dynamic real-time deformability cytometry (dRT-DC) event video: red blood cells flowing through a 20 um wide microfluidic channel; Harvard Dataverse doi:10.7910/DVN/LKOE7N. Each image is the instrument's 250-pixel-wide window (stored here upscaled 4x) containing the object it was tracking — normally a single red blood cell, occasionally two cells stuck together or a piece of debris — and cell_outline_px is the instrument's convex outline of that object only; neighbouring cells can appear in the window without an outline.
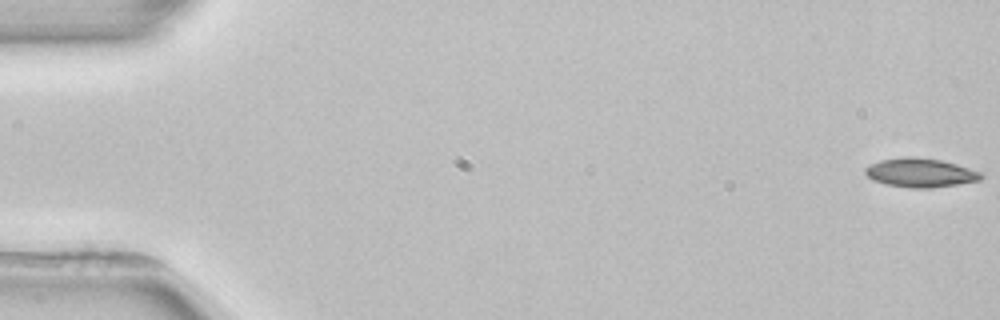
{"species": "common noctule bat (a hibernating species)", "species_latin": "Nyctalus noctula", "temperature_condition": "room temperature", "stored_images_in_passage": 4, "camera_frame_rate_fps": 3000, "um_per_image_px": 0.085, "animal": {"sex": "female", "body_mass_g": 22.7, "forearm_length_mm": 54.2}, "frame": {"image": 1, "passage_image": 1, "time_ms": 0.0, "image_size_px": [1000, 320], "cell_outline_px": [[984, 176], [980, 180], [932, 188], [912, 188], [884, 184], [872, 180], [864, 172], [864, 168], [880, 160], [904, 156], [912, 156], [940, 160], [956, 164], [980, 172]], "centroid_in_image_um": [78.19, 14.68], "position_along_channel_um": 6.8, "area_um2": 19.48}}
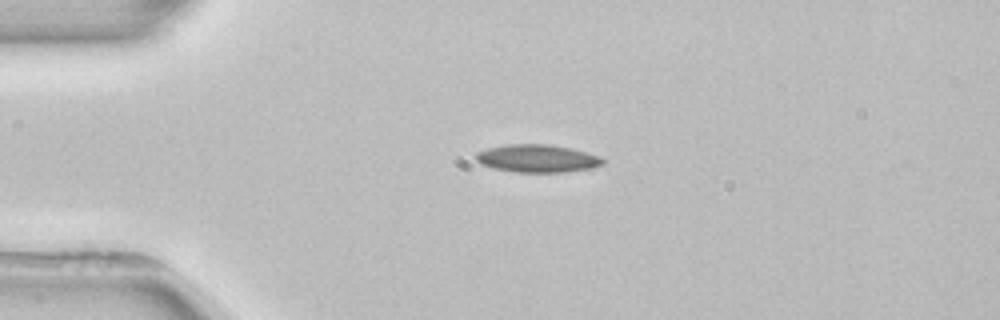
{"frame": {"image": 2, "passage_image": 4, "time_ms": 4.0, "image_size_px": [1000, 320], "cell_outline_px": [[604, 164], [592, 168], [564, 172], [516, 172], [492, 168], [476, 160], [476, 152], [488, 148], [508, 144], [548, 144], [568, 148], [600, 156], [604, 160]], "centroid_in_image_um": [45.67, 13.47], "position_along_channel_um": 39.3, "area_um2": 20.35}}